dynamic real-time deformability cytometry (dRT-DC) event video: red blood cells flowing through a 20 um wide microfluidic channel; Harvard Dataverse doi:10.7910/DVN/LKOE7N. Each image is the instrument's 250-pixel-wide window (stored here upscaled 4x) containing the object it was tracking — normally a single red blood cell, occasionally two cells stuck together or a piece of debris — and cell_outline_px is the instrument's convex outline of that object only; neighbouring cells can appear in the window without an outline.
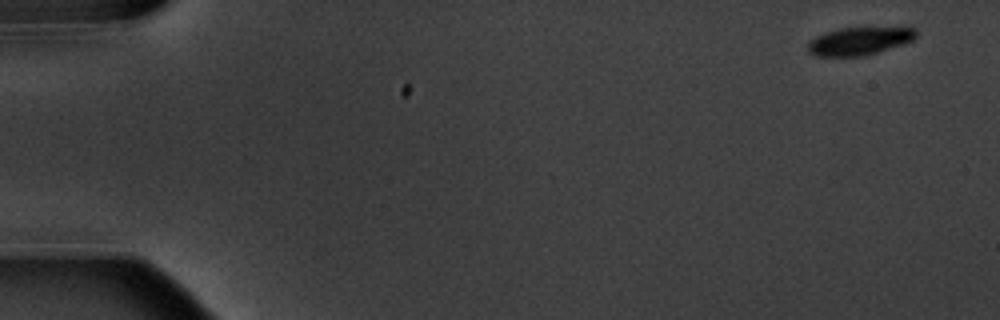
{"species": "common noctule bat (a hibernating species)", "species_latin": "Nyctalus noctula", "temperature_condition": "warm", "stored_images_in_passage": 5, "camera_frame_rate_fps": 3000, "um_per_image_px": 0.085, "animal": {"sex": "male", "body_mass_g": 20.1, "forearm_length_mm": 53.5}, "frame": {"image": 1, "passage_image": 1, "time_ms": 0.0, "image_size_px": [1000, 320], "cell_outline_px": [[916, 36], [912, 40], [876, 52], [860, 56], [816, 56], [808, 52], [808, 44], [816, 36], [824, 32], [836, 28], [916, 28]], "centroid_in_image_um": [72.97, 3.48], "position_along_channel_um": 12.0, "area_um2": 17.17}}
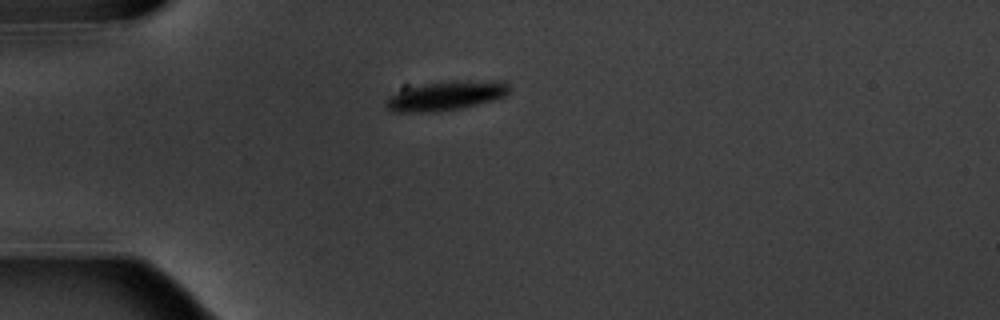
{"frame": {"image": 2, "passage_image": 4, "time_ms": 4.333, "image_size_px": [1000, 320], "cell_outline_px": [[508, 92], [504, 96], [492, 100], [460, 108], [432, 112], [392, 112], [384, 104], [384, 100], [400, 84], [464, 80], [504, 80], [508, 84]], "centroid_in_image_um": [37.73, 8.09], "position_along_channel_um": 47.3, "area_um2": 22.08}}